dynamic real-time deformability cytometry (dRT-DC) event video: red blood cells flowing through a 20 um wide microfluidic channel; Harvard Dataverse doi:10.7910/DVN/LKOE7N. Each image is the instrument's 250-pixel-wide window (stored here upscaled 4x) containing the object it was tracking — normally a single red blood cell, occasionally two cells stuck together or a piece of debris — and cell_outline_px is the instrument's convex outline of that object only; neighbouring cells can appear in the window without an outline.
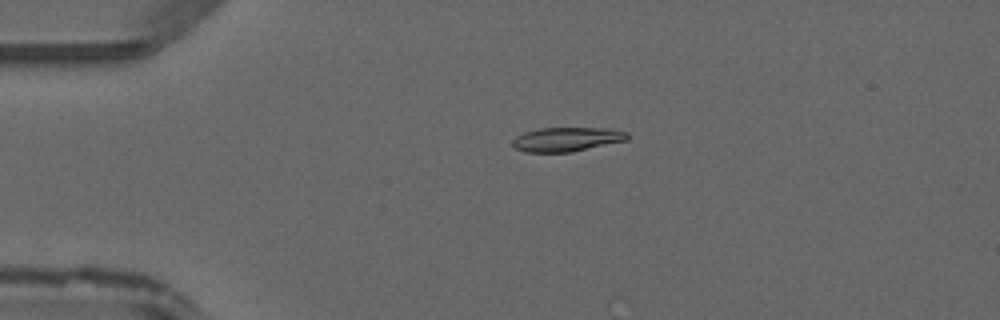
{"species": "common noctule bat (a hibernating species)", "species_latin": "Nyctalus noctula", "temperature_condition": "warm", "stored_images_in_passage": 14, "camera_frame_rate_fps": 3000, "um_per_image_px": 0.085, "animal": {"sex": "male", "forearm_length_mm": 52.5}, "frame": {"image": 1, "passage_image": 6, "time_ms": 1.667, "image_size_px": [1000, 320], "cell_outline_px": [[628, 140], [572, 152], [524, 152], [516, 148], [512, 144], [512, 140], [516, 136], [524, 132], [540, 128], [608, 128], [628, 132]], "centroid_in_image_um": [48.18, 11.84], "position_along_channel_um": 36.8, "area_um2": 16.24}}
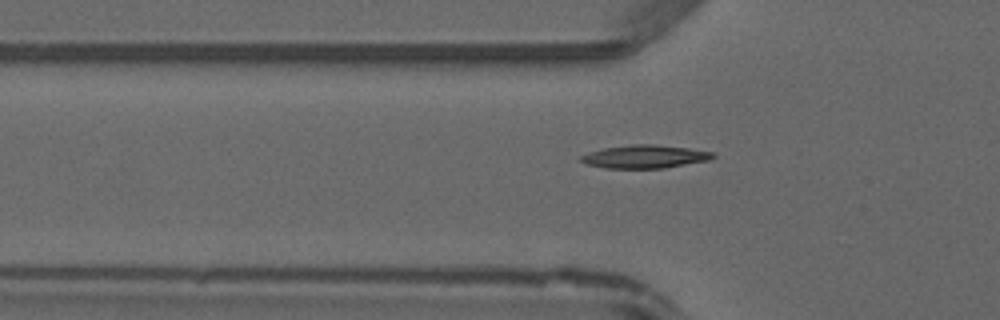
{"frame": {"image": 2, "passage_image": 11, "time_ms": 3.333, "image_size_px": [1000, 320], "cell_outline_px": [[716, 156], [708, 160], [664, 168], [604, 168], [584, 164], [580, 160], [580, 156], [588, 152], [604, 148], [632, 144], [656, 144], [688, 148], [716, 152]], "centroid_in_image_um": [54.8, 13.31], "position_along_channel_um": 71.0, "area_um2": 17.92}}